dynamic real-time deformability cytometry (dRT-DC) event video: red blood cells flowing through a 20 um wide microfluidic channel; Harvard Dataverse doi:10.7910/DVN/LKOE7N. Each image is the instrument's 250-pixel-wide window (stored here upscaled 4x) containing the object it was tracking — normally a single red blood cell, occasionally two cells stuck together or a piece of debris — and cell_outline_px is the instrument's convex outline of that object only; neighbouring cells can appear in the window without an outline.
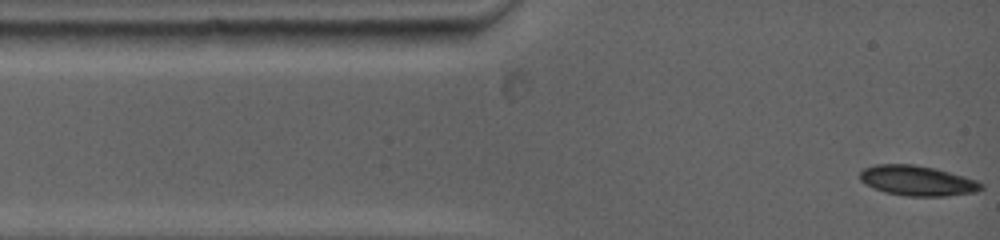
{"species": "common noctule bat (a hibernating species)", "species_latin": "Nyctalus noctula", "temperature_condition": "warm", "stored_images_in_passage": 47, "camera_frame_rate_fps": 5000, "um_per_image_px": 0.085, "animal": {"sex": "female", "body_mass_g": 19.0, "forearm_length_mm": 53.3}, "frame": {"image": 1, "passage_image": 1, "time_ms": 0.0, "image_size_px": [1000, 240], "cell_outline_px": [[980, 188], [968, 192], [936, 196], [920, 196], [888, 192], [876, 188], [868, 184], [860, 176], [860, 172], [868, 168], [884, 164], [908, 164], [932, 168], [972, 180], [980, 184]], "centroid_in_image_um": [77.9, 15.34], "position_along_channel_um": 7.1, "area_um2": 19.42}}
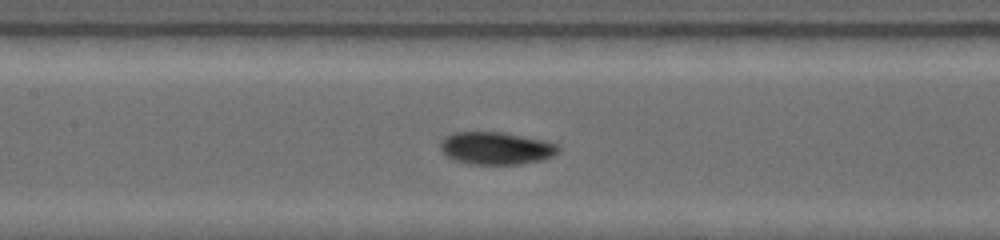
{"frame": {"image": 2, "passage_image": 20, "time_ms": 5.2, "image_size_px": [1000, 240], "cell_outline_px": [[556, 152], [548, 156], [536, 160], [516, 164], [476, 164], [460, 160], [448, 156], [444, 152], [444, 140], [448, 136], [456, 132], [504, 132], [540, 140], [552, 144], [556, 148]], "centroid_in_image_um": [42.14, 12.58], "position_along_channel_um": 165.3, "area_um2": 20.87}}
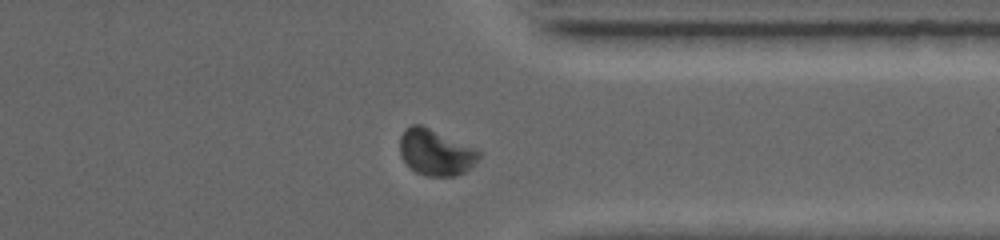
{"frame": {"image": 3, "passage_image": 40, "time_ms": 10.6, "image_size_px": [1000, 240], "cell_outline_px": [[480, 156], [464, 172], [456, 176], [428, 176], [416, 172], [404, 160], [400, 152], [400, 136], [412, 124], [420, 124], [480, 152]], "centroid_in_image_um": [36.98, 12.97], "position_along_channel_um": 374.4, "area_um2": 20.35}, "authors_computed_cell_mechanics": {"area_um2": 20.4612, "velocity_mm_per_s": 3.9146, "shape_relaxation_time_tau1_ms": 3.176, "shape_relaxation_time_tau2_ms": 3.2611, "deformation_change_tau1": 0.1156, "deformation_change_tau2": 0.0388}}